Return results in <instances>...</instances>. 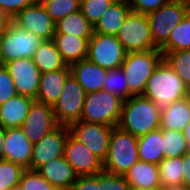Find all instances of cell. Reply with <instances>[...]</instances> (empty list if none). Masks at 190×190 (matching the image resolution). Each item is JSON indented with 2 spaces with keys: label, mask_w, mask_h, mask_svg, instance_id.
<instances>
[{
  "label": "cell",
  "mask_w": 190,
  "mask_h": 190,
  "mask_svg": "<svg viewBox=\"0 0 190 190\" xmlns=\"http://www.w3.org/2000/svg\"><path fill=\"white\" fill-rule=\"evenodd\" d=\"M160 116L161 110L150 99L142 95H132L123 101L117 126L135 137H140L160 128Z\"/></svg>",
  "instance_id": "6da1fadb"
},
{
  "label": "cell",
  "mask_w": 190,
  "mask_h": 190,
  "mask_svg": "<svg viewBox=\"0 0 190 190\" xmlns=\"http://www.w3.org/2000/svg\"><path fill=\"white\" fill-rule=\"evenodd\" d=\"M189 95L188 87L164 60L153 71L142 94L157 105L160 110Z\"/></svg>",
  "instance_id": "7a4b0ae2"
},
{
  "label": "cell",
  "mask_w": 190,
  "mask_h": 190,
  "mask_svg": "<svg viewBox=\"0 0 190 190\" xmlns=\"http://www.w3.org/2000/svg\"><path fill=\"white\" fill-rule=\"evenodd\" d=\"M137 146L138 137L114 126L110 136L108 154L103 161V170L124 175L139 161Z\"/></svg>",
  "instance_id": "3957f363"
},
{
  "label": "cell",
  "mask_w": 190,
  "mask_h": 190,
  "mask_svg": "<svg viewBox=\"0 0 190 190\" xmlns=\"http://www.w3.org/2000/svg\"><path fill=\"white\" fill-rule=\"evenodd\" d=\"M162 61L163 53L159 48L126 54L120 68L133 95L143 94L148 79Z\"/></svg>",
  "instance_id": "277c9868"
},
{
  "label": "cell",
  "mask_w": 190,
  "mask_h": 190,
  "mask_svg": "<svg viewBox=\"0 0 190 190\" xmlns=\"http://www.w3.org/2000/svg\"><path fill=\"white\" fill-rule=\"evenodd\" d=\"M123 100L102 89L86 94L81 121L117 126Z\"/></svg>",
  "instance_id": "5b68a950"
},
{
  "label": "cell",
  "mask_w": 190,
  "mask_h": 190,
  "mask_svg": "<svg viewBox=\"0 0 190 190\" xmlns=\"http://www.w3.org/2000/svg\"><path fill=\"white\" fill-rule=\"evenodd\" d=\"M116 37L127 53L158 48L153 40L147 15L130 11Z\"/></svg>",
  "instance_id": "8992f818"
},
{
  "label": "cell",
  "mask_w": 190,
  "mask_h": 190,
  "mask_svg": "<svg viewBox=\"0 0 190 190\" xmlns=\"http://www.w3.org/2000/svg\"><path fill=\"white\" fill-rule=\"evenodd\" d=\"M1 52L5 63L20 58H32L44 40L13 22L0 32Z\"/></svg>",
  "instance_id": "52a82bcc"
},
{
  "label": "cell",
  "mask_w": 190,
  "mask_h": 190,
  "mask_svg": "<svg viewBox=\"0 0 190 190\" xmlns=\"http://www.w3.org/2000/svg\"><path fill=\"white\" fill-rule=\"evenodd\" d=\"M190 10V2L167 1L159 9L147 15L155 45L160 48L173 29Z\"/></svg>",
  "instance_id": "ba28073f"
},
{
  "label": "cell",
  "mask_w": 190,
  "mask_h": 190,
  "mask_svg": "<svg viewBox=\"0 0 190 190\" xmlns=\"http://www.w3.org/2000/svg\"><path fill=\"white\" fill-rule=\"evenodd\" d=\"M126 54L123 45L113 35L93 33L88 42L87 59L107 70L119 68Z\"/></svg>",
  "instance_id": "9c48e42d"
},
{
  "label": "cell",
  "mask_w": 190,
  "mask_h": 190,
  "mask_svg": "<svg viewBox=\"0 0 190 190\" xmlns=\"http://www.w3.org/2000/svg\"><path fill=\"white\" fill-rule=\"evenodd\" d=\"M86 93L78 81L70 74L63 87L61 96L53 106L58 125L70 126L80 120Z\"/></svg>",
  "instance_id": "30bf717a"
},
{
  "label": "cell",
  "mask_w": 190,
  "mask_h": 190,
  "mask_svg": "<svg viewBox=\"0 0 190 190\" xmlns=\"http://www.w3.org/2000/svg\"><path fill=\"white\" fill-rule=\"evenodd\" d=\"M112 128L104 124L81 120L69 126L70 134L83 143L102 162L108 154Z\"/></svg>",
  "instance_id": "8fae6325"
},
{
  "label": "cell",
  "mask_w": 190,
  "mask_h": 190,
  "mask_svg": "<svg viewBox=\"0 0 190 190\" xmlns=\"http://www.w3.org/2000/svg\"><path fill=\"white\" fill-rule=\"evenodd\" d=\"M69 133L68 126L58 125L40 141L33 144L30 170H37L50 160L63 156L65 142Z\"/></svg>",
  "instance_id": "7c38bea8"
},
{
  "label": "cell",
  "mask_w": 190,
  "mask_h": 190,
  "mask_svg": "<svg viewBox=\"0 0 190 190\" xmlns=\"http://www.w3.org/2000/svg\"><path fill=\"white\" fill-rule=\"evenodd\" d=\"M8 70L18 95L36 99L41 72L32 58H20L4 64Z\"/></svg>",
  "instance_id": "4fadbf2b"
},
{
  "label": "cell",
  "mask_w": 190,
  "mask_h": 190,
  "mask_svg": "<svg viewBox=\"0 0 190 190\" xmlns=\"http://www.w3.org/2000/svg\"><path fill=\"white\" fill-rule=\"evenodd\" d=\"M57 126L53 106L34 101L20 128L29 141L35 144Z\"/></svg>",
  "instance_id": "5bb4252c"
},
{
  "label": "cell",
  "mask_w": 190,
  "mask_h": 190,
  "mask_svg": "<svg viewBox=\"0 0 190 190\" xmlns=\"http://www.w3.org/2000/svg\"><path fill=\"white\" fill-rule=\"evenodd\" d=\"M63 156L77 176L95 175L103 170V162L70 133L65 142Z\"/></svg>",
  "instance_id": "9a60e30c"
},
{
  "label": "cell",
  "mask_w": 190,
  "mask_h": 190,
  "mask_svg": "<svg viewBox=\"0 0 190 190\" xmlns=\"http://www.w3.org/2000/svg\"><path fill=\"white\" fill-rule=\"evenodd\" d=\"M12 22L43 40H53L54 38L56 23L48 15L43 5L32 4L25 7L12 19Z\"/></svg>",
  "instance_id": "2e32d148"
},
{
  "label": "cell",
  "mask_w": 190,
  "mask_h": 190,
  "mask_svg": "<svg viewBox=\"0 0 190 190\" xmlns=\"http://www.w3.org/2000/svg\"><path fill=\"white\" fill-rule=\"evenodd\" d=\"M4 159L30 169L33 144L20 127L5 129L3 143Z\"/></svg>",
  "instance_id": "e0dca14e"
},
{
  "label": "cell",
  "mask_w": 190,
  "mask_h": 190,
  "mask_svg": "<svg viewBox=\"0 0 190 190\" xmlns=\"http://www.w3.org/2000/svg\"><path fill=\"white\" fill-rule=\"evenodd\" d=\"M69 67L71 75L78 81L86 94L103 89L107 69L101 68L88 59L73 63Z\"/></svg>",
  "instance_id": "ac0fdd59"
},
{
  "label": "cell",
  "mask_w": 190,
  "mask_h": 190,
  "mask_svg": "<svg viewBox=\"0 0 190 190\" xmlns=\"http://www.w3.org/2000/svg\"><path fill=\"white\" fill-rule=\"evenodd\" d=\"M71 74L70 67L40 75V84L35 101L54 106L62 94L64 83Z\"/></svg>",
  "instance_id": "d6986e66"
},
{
  "label": "cell",
  "mask_w": 190,
  "mask_h": 190,
  "mask_svg": "<svg viewBox=\"0 0 190 190\" xmlns=\"http://www.w3.org/2000/svg\"><path fill=\"white\" fill-rule=\"evenodd\" d=\"M36 171L51 185L61 190H68L78 177L64 156L50 160Z\"/></svg>",
  "instance_id": "ffe728a7"
},
{
  "label": "cell",
  "mask_w": 190,
  "mask_h": 190,
  "mask_svg": "<svg viewBox=\"0 0 190 190\" xmlns=\"http://www.w3.org/2000/svg\"><path fill=\"white\" fill-rule=\"evenodd\" d=\"M34 101L27 96L16 95L0 105V127H21Z\"/></svg>",
  "instance_id": "44dd1931"
},
{
  "label": "cell",
  "mask_w": 190,
  "mask_h": 190,
  "mask_svg": "<svg viewBox=\"0 0 190 190\" xmlns=\"http://www.w3.org/2000/svg\"><path fill=\"white\" fill-rule=\"evenodd\" d=\"M90 38H81L67 34H54L53 41L64 62L70 66L87 59Z\"/></svg>",
  "instance_id": "7402d4cb"
},
{
  "label": "cell",
  "mask_w": 190,
  "mask_h": 190,
  "mask_svg": "<svg viewBox=\"0 0 190 190\" xmlns=\"http://www.w3.org/2000/svg\"><path fill=\"white\" fill-rule=\"evenodd\" d=\"M124 177L131 189L161 186L159 166L155 163L138 161L124 174Z\"/></svg>",
  "instance_id": "603a6c76"
},
{
  "label": "cell",
  "mask_w": 190,
  "mask_h": 190,
  "mask_svg": "<svg viewBox=\"0 0 190 190\" xmlns=\"http://www.w3.org/2000/svg\"><path fill=\"white\" fill-rule=\"evenodd\" d=\"M160 128L183 131L190 122V95L161 110Z\"/></svg>",
  "instance_id": "cb8c5ba5"
},
{
  "label": "cell",
  "mask_w": 190,
  "mask_h": 190,
  "mask_svg": "<svg viewBox=\"0 0 190 190\" xmlns=\"http://www.w3.org/2000/svg\"><path fill=\"white\" fill-rule=\"evenodd\" d=\"M130 11L131 7L128 2L115 1L94 26V33L116 36Z\"/></svg>",
  "instance_id": "d4e9b609"
},
{
  "label": "cell",
  "mask_w": 190,
  "mask_h": 190,
  "mask_svg": "<svg viewBox=\"0 0 190 190\" xmlns=\"http://www.w3.org/2000/svg\"><path fill=\"white\" fill-rule=\"evenodd\" d=\"M139 161L159 164L164 159L162 129L138 137Z\"/></svg>",
  "instance_id": "484cf974"
},
{
  "label": "cell",
  "mask_w": 190,
  "mask_h": 190,
  "mask_svg": "<svg viewBox=\"0 0 190 190\" xmlns=\"http://www.w3.org/2000/svg\"><path fill=\"white\" fill-rule=\"evenodd\" d=\"M32 59L41 74L64 69L67 66L53 40H44Z\"/></svg>",
  "instance_id": "4316f807"
},
{
  "label": "cell",
  "mask_w": 190,
  "mask_h": 190,
  "mask_svg": "<svg viewBox=\"0 0 190 190\" xmlns=\"http://www.w3.org/2000/svg\"><path fill=\"white\" fill-rule=\"evenodd\" d=\"M94 27L82 15L81 11L71 13L56 23L55 34H67L81 38H91Z\"/></svg>",
  "instance_id": "83f0119b"
},
{
  "label": "cell",
  "mask_w": 190,
  "mask_h": 190,
  "mask_svg": "<svg viewBox=\"0 0 190 190\" xmlns=\"http://www.w3.org/2000/svg\"><path fill=\"white\" fill-rule=\"evenodd\" d=\"M159 49L162 53L190 50V10Z\"/></svg>",
  "instance_id": "f1b7e54d"
},
{
  "label": "cell",
  "mask_w": 190,
  "mask_h": 190,
  "mask_svg": "<svg viewBox=\"0 0 190 190\" xmlns=\"http://www.w3.org/2000/svg\"><path fill=\"white\" fill-rule=\"evenodd\" d=\"M158 166L161 186L183 184V156L164 158Z\"/></svg>",
  "instance_id": "f546056e"
},
{
  "label": "cell",
  "mask_w": 190,
  "mask_h": 190,
  "mask_svg": "<svg viewBox=\"0 0 190 190\" xmlns=\"http://www.w3.org/2000/svg\"><path fill=\"white\" fill-rule=\"evenodd\" d=\"M164 158L180 157L189 152L183 131L162 129Z\"/></svg>",
  "instance_id": "4dcf8cb0"
},
{
  "label": "cell",
  "mask_w": 190,
  "mask_h": 190,
  "mask_svg": "<svg viewBox=\"0 0 190 190\" xmlns=\"http://www.w3.org/2000/svg\"><path fill=\"white\" fill-rule=\"evenodd\" d=\"M163 60L190 90V50L163 53Z\"/></svg>",
  "instance_id": "1f68e13d"
},
{
  "label": "cell",
  "mask_w": 190,
  "mask_h": 190,
  "mask_svg": "<svg viewBox=\"0 0 190 190\" xmlns=\"http://www.w3.org/2000/svg\"><path fill=\"white\" fill-rule=\"evenodd\" d=\"M103 89L111 92L123 101H126L133 94L129 91L126 78L121 68L110 69L104 80Z\"/></svg>",
  "instance_id": "d6a6232c"
},
{
  "label": "cell",
  "mask_w": 190,
  "mask_h": 190,
  "mask_svg": "<svg viewBox=\"0 0 190 190\" xmlns=\"http://www.w3.org/2000/svg\"><path fill=\"white\" fill-rule=\"evenodd\" d=\"M114 2V0H80V11L94 27Z\"/></svg>",
  "instance_id": "836d02e7"
},
{
  "label": "cell",
  "mask_w": 190,
  "mask_h": 190,
  "mask_svg": "<svg viewBox=\"0 0 190 190\" xmlns=\"http://www.w3.org/2000/svg\"><path fill=\"white\" fill-rule=\"evenodd\" d=\"M23 168L9 160H0V190H7L10 187L18 185L22 176Z\"/></svg>",
  "instance_id": "e575fe53"
},
{
  "label": "cell",
  "mask_w": 190,
  "mask_h": 190,
  "mask_svg": "<svg viewBox=\"0 0 190 190\" xmlns=\"http://www.w3.org/2000/svg\"><path fill=\"white\" fill-rule=\"evenodd\" d=\"M48 15L57 23L60 19L80 10V0H51L44 5Z\"/></svg>",
  "instance_id": "d590c367"
},
{
  "label": "cell",
  "mask_w": 190,
  "mask_h": 190,
  "mask_svg": "<svg viewBox=\"0 0 190 190\" xmlns=\"http://www.w3.org/2000/svg\"><path fill=\"white\" fill-rule=\"evenodd\" d=\"M19 184L23 190H61L51 185L36 170L25 169Z\"/></svg>",
  "instance_id": "8d00e7d4"
},
{
  "label": "cell",
  "mask_w": 190,
  "mask_h": 190,
  "mask_svg": "<svg viewBox=\"0 0 190 190\" xmlns=\"http://www.w3.org/2000/svg\"><path fill=\"white\" fill-rule=\"evenodd\" d=\"M99 190H131L130 184L124 175H118L107 171L98 173Z\"/></svg>",
  "instance_id": "74e56055"
},
{
  "label": "cell",
  "mask_w": 190,
  "mask_h": 190,
  "mask_svg": "<svg viewBox=\"0 0 190 190\" xmlns=\"http://www.w3.org/2000/svg\"><path fill=\"white\" fill-rule=\"evenodd\" d=\"M16 95H18V93L13 83V79L4 66L0 68V105Z\"/></svg>",
  "instance_id": "f35d334b"
},
{
  "label": "cell",
  "mask_w": 190,
  "mask_h": 190,
  "mask_svg": "<svg viewBox=\"0 0 190 190\" xmlns=\"http://www.w3.org/2000/svg\"><path fill=\"white\" fill-rule=\"evenodd\" d=\"M169 0H130L131 11L148 15L159 9Z\"/></svg>",
  "instance_id": "ab89813d"
},
{
  "label": "cell",
  "mask_w": 190,
  "mask_h": 190,
  "mask_svg": "<svg viewBox=\"0 0 190 190\" xmlns=\"http://www.w3.org/2000/svg\"><path fill=\"white\" fill-rule=\"evenodd\" d=\"M68 190H99L98 173L95 175L78 176Z\"/></svg>",
  "instance_id": "60d3db41"
},
{
  "label": "cell",
  "mask_w": 190,
  "mask_h": 190,
  "mask_svg": "<svg viewBox=\"0 0 190 190\" xmlns=\"http://www.w3.org/2000/svg\"><path fill=\"white\" fill-rule=\"evenodd\" d=\"M33 4V0H0V7L6 11L12 19L25 7Z\"/></svg>",
  "instance_id": "b9f144b4"
},
{
  "label": "cell",
  "mask_w": 190,
  "mask_h": 190,
  "mask_svg": "<svg viewBox=\"0 0 190 190\" xmlns=\"http://www.w3.org/2000/svg\"><path fill=\"white\" fill-rule=\"evenodd\" d=\"M183 184L190 187V152L183 155Z\"/></svg>",
  "instance_id": "7bdbcfd3"
},
{
  "label": "cell",
  "mask_w": 190,
  "mask_h": 190,
  "mask_svg": "<svg viewBox=\"0 0 190 190\" xmlns=\"http://www.w3.org/2000/svg\"><path fill=\"white\" fill-rule=\"evenodd\" d=\"M12 23V17L0 7V32L8 28Z\"/></svg>",
  "instance_id": "ee69618b"
},
{
  "label": "cell",
  "mask_w": 190,
  "mask_h": 190,
  "mask_svg": "<svg viewBox=\"0 0 190 190\" xmlns=\"http://www.w3.org/2000/svg\"><path fill=\"white\" fill-rule=\"evenodd\" d=\"M5 137V128L0 127V160L4 159L3 143Z\"/></svg>",
  "instance_id": "f6af8a7d"
},
{
  "label": "cell",
  "mask_w": 190,
  "mask_h": 190,
  "mask_svg": "<svg viewBox=\"0 0 190 190\" xmlns=\"http://www.w3.org/2000/svg\"><path fill=\"white\" fill-rule=\"evenodd\" d=\"M162 190H190V187L184 184H180V185L162 186Z\"/></svg>",
  "instance_id": "bcb514c9"
},
{
  "label": "cell",
  "mask_w": 190,
  "mask_h": 190,
  "mask_svg": "<svg viewBox=\"0 0 190 190\" xmlns=\"http://www.w3.org/2000/svg\"><path fill=\"white\" fill-rule=\"evenodd\" d=\"M183 134H184V137L187 141V144L190 148V122L189 124L186 126V128L183 130Z\"/></svg>",
  "instance_id": "7dc6e473"
},
{
  "label": "cell",
  "mask_w": 190,
  "mask_h": 190,
  "mask_svg": "<svg viewBox=\"0 0 190 190\" xmlns=\"http://www.w3.org/2000/svg\"><path fill=\"white\" fill-rule=\"evenodd\" d=\"M51 0H33V4L35 5H45L46 3L50 2Z\"/></svg>",
  "instance_id": "c3c4849f"
},
{
  "label": "cell",
  "mask_w": 190,
  "mask_h": 190,
  "mask_svg": "<svg viewBox=\"0 0 190 190\" xmlns=\"http://www.w3.org/2000/svg\"><path fill=\"white\" fill-rule=\"evenodd\" d=\"M131 190H162V186H158V187H155V188H137V189H131Z\"/></svg>",
  "instance_id": "681fc988"
},
{
  "label": "cell",
  "mask_w": 190,
  "mask_h": 190,
  "mask_svg": "<svg viewBox=\"0 0 190 190\" xmlns=\"http://www.w3.org/2000/svg\"><path fill=\"white\" fill-rule=\"evenodd\" d=\"M7 190H23V189H22L21 185L18 184V185L8 188Z\"/></svg>",
  "instance_id": "f907efd6"
},
{
  "label": "cell",
  "mask_w": 190,
  "mask_h": 190,
  "mask_svg": "<svg viewBox=\"0 0 190 190\" xmlns=\"http://www.w3.org/2000/svg\"><path fill=\"white\" fill-rule=\"evenodd\" d=\"M4 67V61L2 58V52H1V42H0V68Z\"/></svg>",
  "instance_id": "816d5d0a"
},
{
  "label": "cell",
  "mask_w": 190,
  "mask_h": 190,
  "mask_svg": "<svg viewBox=\"0 0 190 190\" xmlns=\"http://www.w3.org/2000/svg\"><path fill=\"white\" fill-rule=\"evenodd\" d=\"M114 1H118V2H128V3H129L130 0H114Z\"/></svg>",
  "instance_id": "f5cc1de1"
},
{
  "label": "cell",
  "mask_w": 190,
  "mask_h": 190,
  "mask_svg": "<svg viewBox=\"0 0 190 190\" xmlns=\"http://www.w3.org/2000/svg\"><path fill=\"white\" fill-rule=\"evenodd\" d=\"M171 1H183V2H185V0H171Z\"/></svg>",
  "instance_id": "db71d44e"
}]
</instances>
